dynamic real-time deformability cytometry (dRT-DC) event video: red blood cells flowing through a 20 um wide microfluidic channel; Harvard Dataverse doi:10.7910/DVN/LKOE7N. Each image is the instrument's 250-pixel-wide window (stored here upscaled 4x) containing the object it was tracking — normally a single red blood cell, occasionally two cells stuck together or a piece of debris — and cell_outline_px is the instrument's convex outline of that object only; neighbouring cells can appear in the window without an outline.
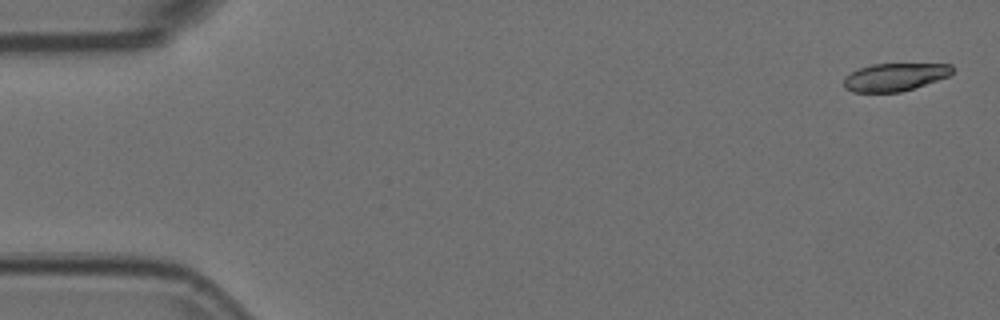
{"species": "Egyptian fruit bat (a non-hibernating species)", "species_latin": "Rousettus aegyptiacus", "temperature_condition": "room temperature", "stored_images_in_passage": 29, "camera_frame_rate_fps": 3000, "um_per_image_px": 0.085, "animal": {"sex": "female"}, "frame": {"image": 1, "passage_image": 1, "time_ms": 0.0, "image_size_px": [1000, 320], "cell_outline_px": [[952, 72], [948, 76], [900, 92], [852, 92], [844, 88], [844, 76], [860, 68], [872, 64], [952, 64]], "centroid_in_image_um": [76.01, 6.55], "position_along_channel_um": 9.0, "area_um2": 17.34}}
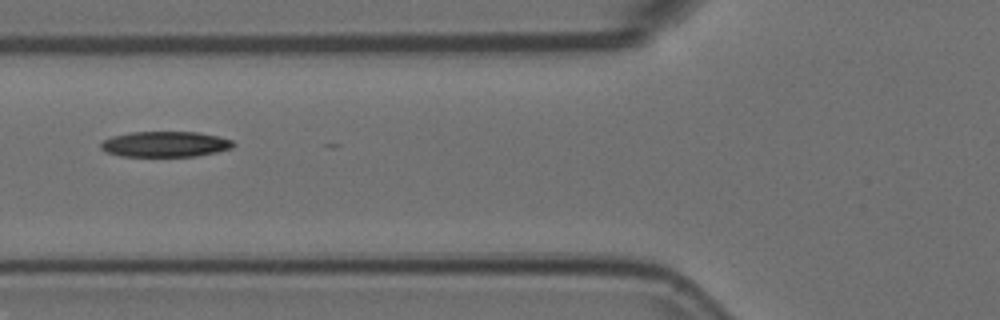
{"frame": {"image": 2, "passage_image": 20, "time_ms": 6.333, "image_size_px": [1000, 320], "cell_outline_px": [[236, 144], [232, 148], [216, 152], [196, 156], [120, 156], [108, 152], [100, 148], [100, 144], [104, 140], [112, 136], [132, 132], [196, 132], [216, 136], [232, 140]], "centroid_in_image_um": [14.04, 12.25], "position_along_channel_um": 111.8, "area_um2": 19.59}}
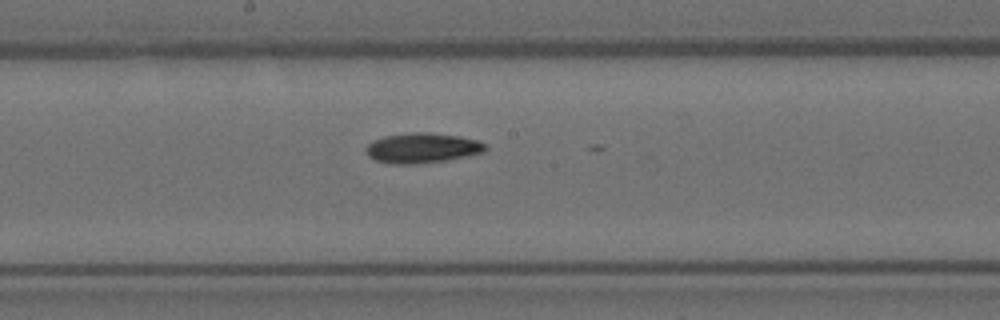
{"frame": {"image": 3, "passage_image": 28, "time_ms": 9.0, "image_size_px": [1000, 320], "cell_outline_px": [[488, 148], [484, 152], [444, 160], [416, 164], [388, 164], [372, 160], [364, 152], [364, 148], [372, 140], [384, 136], [412, 132], [428, 132], [460, 136], [476, 140], [488, 144]], "centroid_in_image_um": [35.83, 12.58], "position_along_channel_um": 212.4, "area_um2": 21.21}}